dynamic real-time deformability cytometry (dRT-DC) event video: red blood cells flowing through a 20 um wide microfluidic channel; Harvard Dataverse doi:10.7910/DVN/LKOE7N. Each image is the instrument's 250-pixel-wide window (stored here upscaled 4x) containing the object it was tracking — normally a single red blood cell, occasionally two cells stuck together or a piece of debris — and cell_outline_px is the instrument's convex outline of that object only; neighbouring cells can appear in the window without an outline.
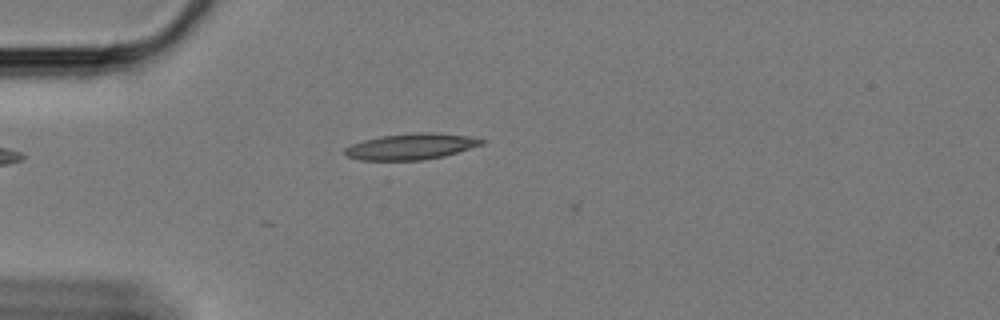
{"species": "Egyptian fruit bat (a non-hibernating species)", "species_latin": "Rousettus aegyptiacus", "temperature_condition": "cold", "stored_images_in_passage": 2, "camera_frame_rate_fps": 3000, "um_per_image_px": 0.085, "animal": {"sex": "female"}, "frame": {"image": 1, "passage_image": 2, "time_ms": 0.333, "image_size_px": [1000, 320], "cell_outline_px": [[488, 140], [484, 144], [444, 156], [424, 160], [360, 160], [348, 156], [344, 152], [344, 148], [352, 144], [364, 140], [380, 136], [416, 132], [432, 132], [468, 136]], "centroid_in_image_um": [34.97, 12.45], "position_along_channel_um": 50.0, "area_um2": 20.81}}